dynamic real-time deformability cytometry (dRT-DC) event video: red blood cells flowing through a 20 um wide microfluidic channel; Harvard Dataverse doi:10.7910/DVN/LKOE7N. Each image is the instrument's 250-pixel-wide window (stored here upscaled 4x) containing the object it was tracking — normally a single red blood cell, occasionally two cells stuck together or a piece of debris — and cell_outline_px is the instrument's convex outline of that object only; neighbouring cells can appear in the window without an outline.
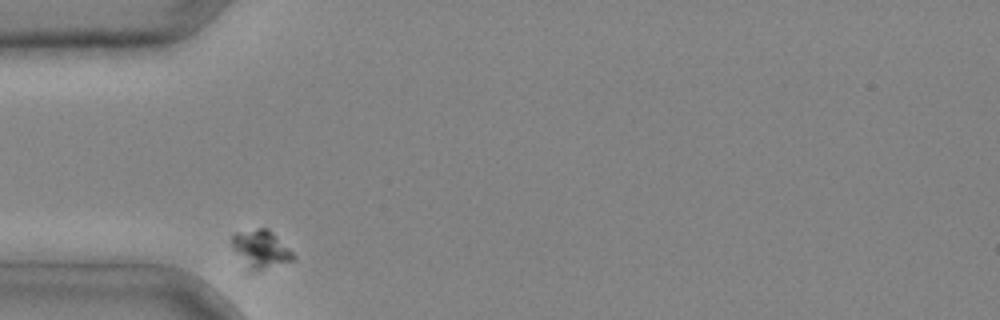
{"species": "common noctule bat (a hibernating species)", "species_latin": "Nyctalus noctula", "temperature_condition": "cold", "stored_images_in_passage": 2, "camera_frame_rate_fps": 3000, "um_per_image_px": 0.085, "animal": {"sex": "male", "body_mass_g": 20.4}, "frame": {"image": 1, "passage_image": 1, "time_ms": 0.0, "image_size_px": [1000, 320], "cell_outline_px": [[296, 260], [256, 272], [248, 272], [232, 248], [232, 236], [236, 232], [260, 228], [268, 228], [296, 256]], "centroid_in_image_um": [22.15, 21.22], "position_along_channel_um": 62.9, "area_um2": 13.87}}